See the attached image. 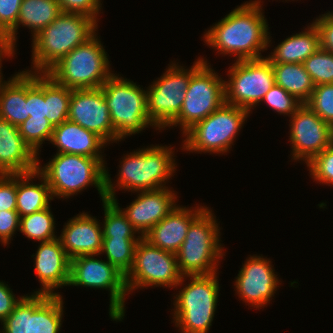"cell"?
Here are the masks:
<instances>
[{
  "mask_svg": "<svg viewBox=\"0 0 333 333\" xmlns=\"http://www.w3.org/2000/svg\"><path fill=\"white\" fill-rule=\"evenodd\" d=\"M305 29L286 38L266 58L271 63H303L320 48L319 33L314 24Z\"/></svg>",
  "mask_w": 333,
  "mask_h": 333,
  "instance_id": "484cf974",
  "label": "cell"
},
{
  "mask_svg": "<svg viewBox=\"0 0 333 333\" xmlns=\"http://www.w3.org/2000/svg\"><path fill=\"white\" fill-rule=\"evenodd\" d=\"M313 24L319 33L320 48L333 53V11L322 14Z\"/></svg>",
  "mask_w": 333,
  "mask_h": 333,
  "instance_id": "7bdbcfd3",
  "label": "cell"
},
{
  "mask_svg": "<svg viewBox=\"0 0 333 333\" xmlns=\"http://www.w3.org/2000/svg\"><path fill=\"white\" fill-rule=\"evenodd\" d=\"M24 296L19 299L15 297L14 293L8 287V284L0 281V321H4L15 306L20 302Z\"/></svg>",
  "mask_w": 333,
  "mask_h": 333,
  "instance_id": "f6af8a7d",
  "label": "cell"
},
{
  "mask_svg": "<svg viewBox=\"0 0 333 333\" xmlns=\"http://www.w3.org/2000/svg\"><path fill=\"white\" fill-rule=\"evenodd\" d=\"M261 1L245 2L204 33L208 46L220 54H235L237 61L261 59L270 44Z\"/></svg>",
  "mask_w": 333,
  "mask_h": 333,
  "instance_id": "6da1fadb",
  "label": "cell"
},
{
  "mask_svg": "<svg viewBox=\"0 0 333 333\" xmlns=\"http://www.w3.org/2000/svg\"><path fill=\"white\" fill-rule=\"evenodd\" d=\"M262 101L266 102L272 110L288 116L294 114L303 104L294 95L289 94L285 89L276 84L265 94Z\"/></svg>",
  "mask_w": 333,
  "mask_h": 333,
  "instance_id": "74e56055",
  "label": "cell"
},
{
  "mask_svg": "<svg viewBox=\"0 0 333 333\" xmlns=\"http://www.w3.org/2000/svg\"><path fill=\"white\" fill-rule=\"evenodd\" d=\"M272 67L276 85L281 86L302 103L310 99L315 85L303 63H272Z\"/></svg>",
  "mask_w": 333,
  "mask_h": 333,
  "instance_id": "f1b7e54d",
  "label": "cell"
},
{
  "mask_svg": "<svg viewBox=\"0 0 333 333\" xmlns=\"http://www.w3.org/2000/svg\"><path fill=\"white\" fill-rule=\"evenodd\" d=\"M17 174H0V211L16 210Z\"/></svg>",
  "mask_w": 333,
  "mask_h": 333,
  "instance_id": "60d3db41",
  "label": "cell"
},
{
  "mask_svg": "<svg viewBox=\"0 0 333 333\" xmlns=\"http://www.w3.org/2000/svg\"><path fill=\"white\" fill-rule=\"evenodd\" d=\"M90 17L62 12L54 21L33 37L32 73H46L60 59L89 39L97 31Z\"/></svg>",
  "mask_w": 333,
  "mask_h": 333,
  "instance_id": "3957f363",
  "label": "cell"
},
{
  "mask_svg": "<svg viewBox=\"0 0 333 333\" xmlns=\"http://www.w3.org/2000/svg\"><path fill=\"white\" fill-rule=\"evenodd\" d=\"M28 117V70H23L0 82V118L19 126Z\"/></svg>",
  "mask_w": 333,
  "mask_h": 333,
  "instance_id": "d4e9b609",
  "label": "cell"
},
{
  "mask_svg": "<svg viewBox=\"0 0 333 333\" xmlns=\"http://www.w3.org/2000/svg\"><path fill=\"white\" fill-rule=\"evenodd\" d=\"M208 207L190 224L186 238L176 253L182 276L210 275L224 250L220 242V227Z\"/></svg>",
  "mask_w": 333,
  "mask_h": 333,
  "instance_id": "8992f818",
  "label": "cell"
},
{
  "mask_svg": "<svg viewBox=\"0 0 333 333\" xmlns=\"http://www.w3.org/2000/svg\"><path fill=\"white\" fill-rule=\"evenodd\" d=\"M28 113L33 118H46L45 73L28 70Z\"/></svg>",
  "mask_w": 333,
  "mask_h": 333,
  "instance_id": "d590c367",
  "label": "cell"
},
{
  "mask_svg": "<svg viewBox=\"0 0 333 333\" xmlns=\"http://www.w3.org/2000/svg\"><path fill=\"white\" fill-rule=\"evenodd\" d=\"M101 228L96 218L84 212L70 219L59 236L68 257L100 255L103 242Z\"/></svg>",
  "mask_w": 333,
  "mask_h": 333,
  "instance_id": "7402d4cb",
  "label": "cell"
},
{
  "mask_svg": "<svg viewBox=\"0 0 333 333\" xmlns=\"http://www.w3.org/2000/svg\"><path fill=\"white\" fill-rule=\"evenodd\" d=\"M33 256L35 273L43 286L35 294L60 295L53 291L68 285L71 259L63 249L59 237L41 242Z\"/></svg>",
  "mask_w": 333,
  "mask_h": 333,
  "instance_id": "d6986e66",
  "label": "cell"
},
{
  "mask_svg": "<svg viewBox=\"0 0 333 333\" xmlns=\"http://www.w3.org/2000/svg\"><path fill=\"white\" fill-rule=\"evenodd\" d=\"M207 207H197L193 210L176 206L164 219L149 230L143 237L152 245L162 250L177 253L186 238L190 224Z\"/></svg>",
  "mask_w": 333,
  "mask_h": 333,
  "instance_id": "603a6c76",
  "label": "cell"
},
{
  "mask_svg": "<svg viewBox=\"0 0 333 333\" xmlns=\"http://www.w3.org/2000/svg\"><path fill=\"white\" fill-rule=\"evenodd\" d=\"M50 206L44 210L20 217V229L29 239L40 242L50 241L55 236V221Z\"/></svg>",
  "mask_w": 333,
  "mask_h": 333,
  "instance_id": "1f68e13d",
  "label": "cell"
},
{
  "mask_svg": "<svg viewBox=\"0 0 333 333\" xmlns=\"http://www.w3.org/2000/svg\"><path fill=\"white\" fill-rule=\"evenodd\" d=\"M54 127L47 118L29 116L18 126L19 133L30 148L38 155L39 148L45 140L50 141Z\"/></svg>",
  "mask_w": 333,
  "mask_h": 333,
  "instance_id": "836d02e7",
  "label": "cell"
},
{
  "mask_svg": "<svg viewBox=\"0 0 333 333\" xmlns=\"http://www.w3.org/2000/svg\"><path fill=\"white\" fill-rule=\"evenodd\" d=\"M101 89L115 129V142L154 126L147 111V92L136 83L113 74Z\"/></svg>",
  "mask_w": 333,
  "mask_h": 333,
  "instance_id": "52a82bcc",
  "label": "cell"
},
{
  "mask_svg": "<svg viewBox=\"0 0 333 333\" xmlns=\"http://www.w3.org/2000/svg\"><path fill=\"white\" fill-rule=\"evenodd\" d=\"M246 260L234 285L242 301L259 309L266 306L274 296L280 280L269 259L256 255Z\"/></svg>",
  "mask_w": 333,
  "mask_h": 333,
  "instance_id": "ac0fdd59",
  "label": "cell"
},
{
  "mask_svg": "<svg viewBox=\"0 0 333 333\" xmlns=\"http://www.w3.org/2000/svg\"><path fill=\"white\" fill-rule=\"evenodd\" d=\"M35 177L41 178L42 183L32 184L30 181ZM52 199L49 184L37 170L26 174H17L16 210L20 217L48 208L50 206L49 200Z\"/></svg>",
  "mask_w": 333,
  "mask_h": 333,
  "instance_id": "4316f807",
  "label": "cell"
},
{
  "mask_svg": "<svg viewBox=\"0 0 333 333\" xmlns=\"http://www.w3.org/2000/svg\"><path fill=\"white\" fill-rule=\"evenodd\" d=\"M141 237H103L101 253H105L107 261L126 276L133 266L136 246Z\"/></svg>",
  "mask_w": 333,
  "mask_h": 333,
  "instance_id": "4dcf8cb0",
  "label": "cell"
},
{
  "mask_svg": "<svg viewBox=\"0 0 333 333\" xmlns=\"http://www.w3.org/2000/svg\"><path fill=\"white\" fill-rule=\"evenodd\" d=\"M37 156L24 141L18 126L0 118V174H26L36 171Z\"/></svg>",
  "mask_w": 333,
  "mask_h": 333,
  "instance_id": "44dd1931",
  "label": "cell"
},
{
  "mask_svg": "<svg viewBox=\"0 0 333 333\" xmlns=\"http://www.w3.org/2000/svg\"><path fill=\"white\" fill-rule=\"evenodd\" d=\"M95 255H81L71 259L68 286H83L110 291L109 315L121 321L125 314V295L128 293L125 275L107 260Z\"/></svg>",
  "mask_w": 333,
  "mask_h": 333,
  "instance_id": "4fadbf2b",
  "label": "cell"
},
{
  "mask_svg": "<svg viewBox=\"0 0 333 333\" xmlns=\"http://www.w3.org/2000/svg\"><path fill=\"white\" fill-rule=\"evenodd\" d=\"M96 32L52 66L48 74L70 89H97L114 74Z\"/></svg>",
  "mask_w": 333,
  "mask_h": 333,
  "instance_id": "5b68a950",
  "label": "cell"
},
{
  "mask_svg": "<svg viewBox=\"0 0 333 333\" xmlns=\"http://www.w3.org/2000/svg\"><path fill=\"white\" fill-rule=\"evenodd\" d=\"M62 13L57 0H22L17 25L7 34L15 46L17 29L28 27L34 37ZM20 24V25H19Z\"/></svg>",
  "mask_w": 333,
  "mask_h": 333,
  "instance_id": "83f0119b",
  "label": "cell"
},
{
  "mask_svg": "<svg viewBox=\"0 0 333 333\" xmlns=\"http://www.w3.org/2000/svg\"><path fill=\"white\" fill-rule=\"evenodd\" d=\"M201 59L204 63L191 76L181 111L170 125H180L183 134L225 103L224 80Z\"/></svg>",
  "mask_w": 333,
  "mask_h": 333,
  "instance_id": "8fae6325",
  "label": "cell"
},
{
  "mask_svg": "<svg viewBox=\"0 0 333 333\" xmlns=\"http://www.w3.org/2000/svg\"><path fill=\"white\" fill-rule=\"evenodd\" d=\"M62 12L77 13L92 18L98 22V14L101 9L100 0H57Z\"/></svg>",
  "mask_w": 333,
  "mask_h": 333,
  "instance_id": "ab89813d",
  "label": "cell"
},
{
  "mask_svg": "<svg viewBox=\"0 0 333 333\" xmlns=\"http://www.w3.org/2000/svg\"><path fill=\"white\" fill-rule=\"evenodd\" d=\"M303 65L315 86L333 83V53L319 48L303 62Z\"/></svg>",
  "mask_w": 333,
  "mask_h": 333,
  "instance_id": "e575fe53",
  "label": "cell"
},
{
  "mask_svg": "<svg viewBox=\"0 0 333 333\" xmlns=\"http://www.w3.org/2000/svg\"><path fill=\"white\" fill-rule=\"evenodd\" d=\"M15 47L12 42L10 41L7 34L0 32V82L3 80L1 74V59L6 57L13 56L15 53Z\"/></svg>",
  "mask_w": 333,
  "mask_h": 333,
  "instance_id": "bcb514c9",
  "label": "cell"
},
{
  "mask_svg": "<svg viewBox=\"0 0 333 333\" xmlns=\"http://www.w3.org/2000/svg\"><path fill=\"white\" fill-rule=\"evenodd\" d=\"M139 193V196L121 211L143 237L177 206V198L168 187Z\"/></svg>",
  "mask_w": 333,
  "mask_h": 333,
  "instance_id": "ffe728a7",
  "label": "cell"
},
{
  "mask_svg": "<svg viewBox=\"0 0 333 333\" xmlns=\"http://www.w3.org/2000/svg\"><path fill=\"white\" fill-rule=\"evenodd\" d=\"M172 148L167 146H150L127 154L121 161L117 185H113L105 169V193L107 199L115 196V187L135 192L167 188V180L176 170ZM166 180V181H165ZM165 183V184H163Z\"/></svg>",
  "mask_w": 333,
  "mask_h": 333,
  "instance_id": "7a4b0ae2",
  "label": "cell"
},
{
  "mask_svg": "<svg viewBox=\"0 0 333 333\" xmlns=\"http://www.w3.org/2000/svg\"><path fill=\"white\" fill-rule=\"evenodd\" d=\"M250 111L224 103L203 120L196 122L184 136L183 149L190 152L222 153L231 148Z\"/></svg>",
  "mask_w": 333,
  "mask_h": 333,
  "instance_id": "9c48e42d",
  "label": "cell"
},
{
  "mask_svg": "<svg viewBox=\"0 0 333 333\" xmlns=\"http://www.w3.org/2000/svg\"><path fill=\"white\" fill-rule=\"evenodd\" d=\"M290 118L291 155L307 165L333 143V127L305 103Z\"/></svg>",
  "mask_w": 333,
  "mask_h": 333,
  "instance_id": "2e32d148",
  "label": "cell"
},
{
  "mask_svg": "<svg viewBox=\"0 0 333 333\" xmlns=\"http://www.w3.org/2000/svg\"><path fill=\"white\" fill-rule=\"evenodd\" d=\"M20 229V216L17 210L0 211V242L9 244L15 231Z\"/></svg>",
  "mask_w": 333,
  "mask_h": 333,
  "instance_id": "ee69618b",
  "label": "cell"
},
{
  "mask_svg": "<svg viewBox=\"0 0 333 333\" xmlns=\"http://www.w3.org/2000/svg\"><path fill=\"white\" fill-rule=\"evenodd\" d=\"M22 0H0V32L8 34L16 25Z\"/></svg>",
  "mask_w": 333,
  "mask_h": 333,
  "instance_id": "b9f144b4",
  "label": "cell"
},
{
  "mask_svg": "<svg viewBox=\"0 0 333 333\" xmlns=\"http://www.w3.org/2000/svg\"><path fill=\"white\" fill-rule=\"evenodd\" d=\"M118 204L116 198L103 201L105 215L103 237L136 238L134 234L139 232L132 226Z\"/></svg>",
  "mask_w": 333,
  "mask_h": 333,
  "instance_id": "d6a6232c",
  "label": "cell"
},
{
  "mask_svg": "<svg viewBox=\"0 0 333 333\" xmlns=\"http://www.w3.org/2000/svg\"><path fill=\"white\" fill-rule=\"evenodd\" d=\"M71 93L72 89L58 84L45 73L46 118L53 127L68 120Z\"/></svg>",
  "mask_w": 333,
  "mask_h": 333,
  "instance_id": "f546056e",
  "label": "cell"
},
{
  "mask_svg": "<svg viewBox=\"0 0 333 333\" xmlns=\"http://www.w3.org/2000/svg\"><path fill=\"white\" fill-rule=\"evenodd\" d=\"M175 253L152 245L144 237L137 243L134 262L125 276L128 292L148 286L177 287L185 280Z\"/></svg>",
  "mask_w": 333,
  "mask_h": 333,
  "instance_id": "7c38bea8",
  "label": "cell"
},
{
  "mask_svg": "<svg viewBox=\"0 0 333 333\" xmlns=\"http://www.w3.org/2000/svg\"><path fill=\"white\" fill-rule=\"evenodd\" d=\"M312 179L333 185V143L315 156L308 164Z\"/></svg>",
  "mask_w": 333,
  "mask_h": 333,
  "instance_id": "f35d334b",
  "label": "cell"
},
{
  "mask_svg": "<svg viewBox=\"0 0 333 333\" xmlns=\"http://www.w3.org/2000/svg\"><path fill=\"white\" fill-rule=\"evenodd\" d=\"M305 104L333 127V83L315 86L310 99Z\"/></svg>",
  "mask_w": 333,
  "mask_h": 333,
  "instance_id": "8d00e7d4",
  "label": "cell"
},
{
  "mask_svg": "<svg viewBox=\"0 0 333 333\" xmlns=\"http://www.w3.org/2000/svg\"><path fill=\"white\" fill-rule=\"evenodd\" d=\"M61 295H24L2 321L0 333H59L63 317Z\"/></svg>",
  "mask_w": 333,
  "mask_h": 333,
  "instance_id": "9a60e30c",
  "label": "cell"
},
{
  "mask_svg": "<svg viewBox=\"0 0 333 333\" xmlns=\"http://www.w3.org/2000/svg\"><path fill=\"white\" fill-rule=\"evenodd\" d=\"M191 279L174 300L173 318L181 333H207L212 325L219 297L217 273L184 276Z\"/></svg>",
  "mask_w": 333,
  "mask_h": 333,
  "instance_id": "ba28073f",
  "label": "cell"
},
{
  "mask_svg": "<svg viewBox=\"0 0 333 333\" xmlns=\"http://www.w3.org/2000/svg\"><path fill=\"white\" fill-rule=\"evenodd\" d=\"M50 143L58 147L57 153L83 155L97 159H103L100 154L101 149L107 144L94 132L69 120L54 127Z\"/></svg>",
  "mask_w": 333,
  "mask_h": 333,
  "instance_id": "cb8c5ba5",
  "label": "cell"
},
{
  "mask_svg": "<svg viewBox=\"0 0 333 333\" xmlns=\"http://www.w3.org/2000/svg\"><path fill=\"white\" fill-rule=\"evenodd\" d=\"M68 120L94 132L106 143L115 141V129L101 88L72 89Z\"/></svg>",
  "mask_w": 333,
  "mask_h": 333,
  "instance_id": "e0dca14e",
  "label": "cell"
},
{
  "mask_svg": "<svg viewBox=\"0 0 333 333\" xmlns=\"http://www.w3.org/2000/svg\"><path fill=\"white\" fill-rule=\"evenodd\" d=\"M203 63L199 58L189 70L173 63L146 90L149 119L157 130L170 127L175 121L181 111L190 78Z\"/></svg>",
  "mask_w": 333,
  "mask_h": 333,
  "instance_id": "30bf717a",
  "label": "cell"
},
{
  "mask_svg": "<svg viewBox=\"0 0 333 333\" xmlns=\"http://www.w3.org/2000/svg\"><path fill=\"white\" fill-rule=\"evenodd\" d=\"M104 162L83 155L56 153L44 167L39 165L38 157L37 171L46 179L53 197L69 198L94 185L103 202L107 200Z\"/></svg>",
  "mask_w": 333,
  "mask_h": 333,
  "instance_id": "277c9868",
  "label": "cell"
},
{
  "mask_svg": "<svg viewBox=\"0 0 333 333\" xmlns=\"http://www.w3.org/2000/svg\"><path fill=\"white\" fill-rule=\"evenodd\" d=\"M225 82V103L250 109L260 101L275 84L272 63L267 58L237 61L228 71Z\"/></svg>",
  "mask_w": 333,
  "mask_h": 333,
  "instance_id": "5bb4252c",
  "label": "cell"
}]
</instances>
